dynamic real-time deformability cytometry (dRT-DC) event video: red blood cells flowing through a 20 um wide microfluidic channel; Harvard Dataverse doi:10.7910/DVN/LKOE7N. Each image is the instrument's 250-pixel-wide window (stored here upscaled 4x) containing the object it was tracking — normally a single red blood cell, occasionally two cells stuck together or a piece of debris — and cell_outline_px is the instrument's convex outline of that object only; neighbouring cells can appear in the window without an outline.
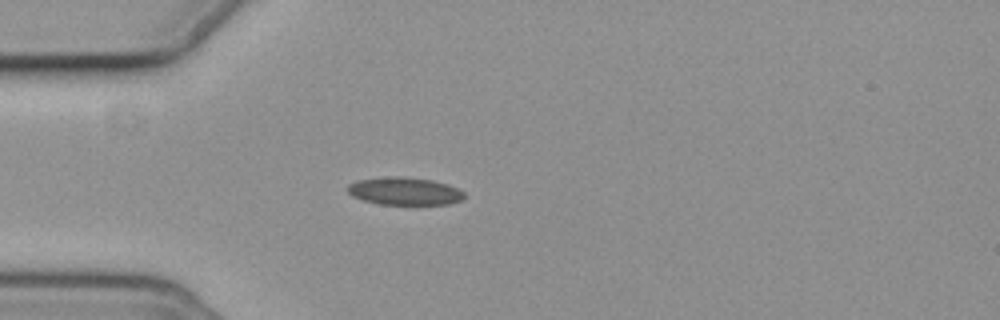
{"species": "common noctule bat (a hibernating species)", "species_latin": "Nyctalus noctula", "temperature_condition": "cold", "stored_images_in_passage": 1, "camera_frame_rate_fps": 3000, "um_per_image_px": 0.085, "animal": {"sex": "female", "body_mass_g": 19.3, "forearm_length_mm": 54.1}, "frame": {"image": 1, "passage_image": 1, "time_ms": 0.0, "image_size_px": [1000, 320], "cell_outline_px": [[464, 196], [460, 200], [448, 204], [380, 204], [364, 200], [352, 196], [348, 192], [348, 184], [356, 180], [388, 176], [404, 176], [432, 180], [448, 184], [464, 192]], "centroid_in_image_um": [34.36, 16.23], "position_along_channel_um": 50.6, "area_um2": 18.79}}